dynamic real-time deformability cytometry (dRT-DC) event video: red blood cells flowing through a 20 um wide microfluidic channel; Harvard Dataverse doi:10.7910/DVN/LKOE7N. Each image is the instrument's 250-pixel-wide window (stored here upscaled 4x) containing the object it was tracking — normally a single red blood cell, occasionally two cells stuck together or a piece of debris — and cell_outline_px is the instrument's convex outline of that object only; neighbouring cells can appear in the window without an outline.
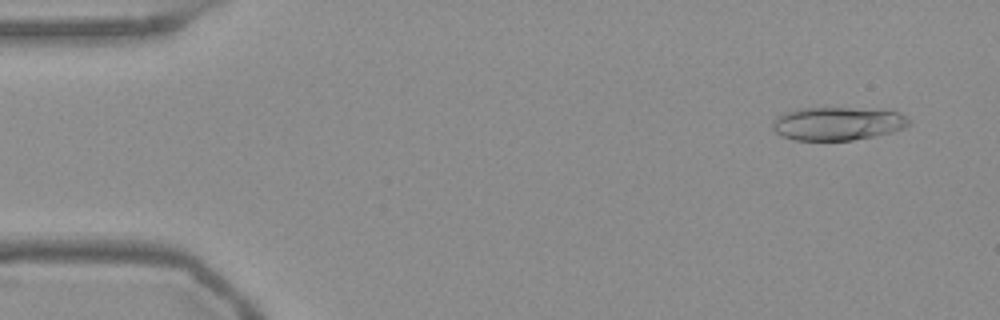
{"species": "Egyptian fruit bat (a non-hibernating species)", "species_latin": "Rousettus aegyptiacus", "temperature_condition": "warm", "stored_images_in_passage": 51, "camera_frame_rate_fps": 3000, "um_per_image_px": 0.085, "frame": {"image": 1, "passage_image": 4, "time_ms": 1.0, "image_size_px": [1000, 320], "cell_outline_px": [[912, 124], [904, 128], [892, 132], [876, 136], [852, 140], [792, 140], [780, 136], [772, 128], [772, 120], [776, 116], [784, 112], [796, 108], [852, 108], [896, 112], [912, 120]], "centroid_in_image_um": [71.15, 10.51], "position_along_channel_um": 13.9, "area_um2": 26.65}}
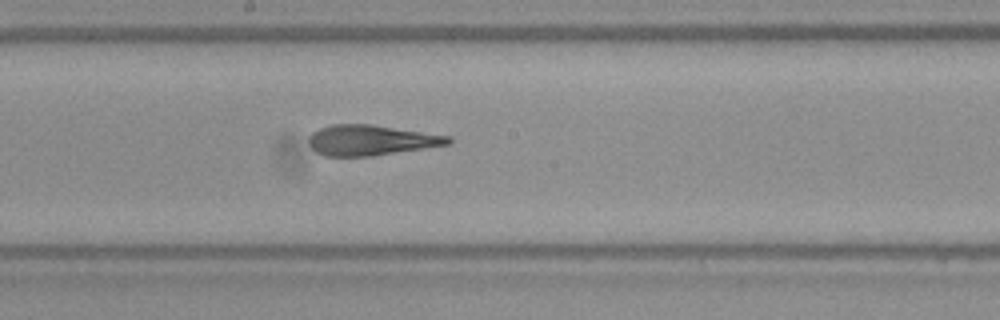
{"frame": {"image": 2, "passage_image": 29, "time_ms": 9.333, "image_size_px": [1000, 320], "cell_outline_px": [[452, 144], [372, 156], [324, 156], [316, 152], [308, 144], [308, 136], [312, 132], [320, 128], [332, 124], [372, 124], [452, 136]], "centroid_in_image_um": [31.54, 11.91], "position_along_channel_um": 216.7, "area_um2": 24.97}}
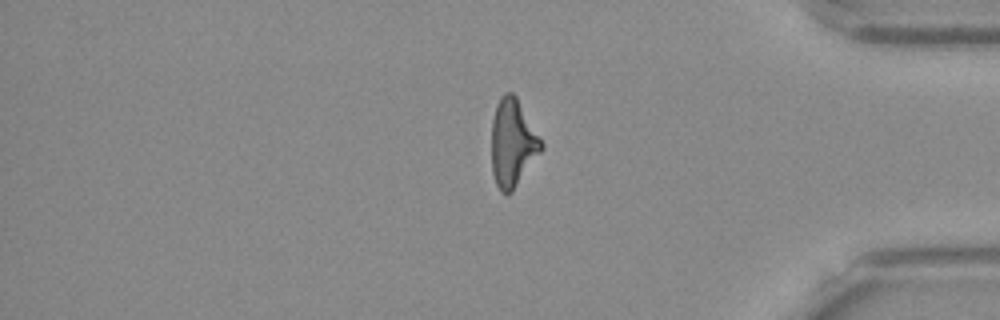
{"frame": {"image": 3, "passage_image": 45, "time_ms": 14.667, "image_size_px": [1000, 320], "cell_outline_px": [[544, 148], [512, 192], [508, 196], [500, 192], [496, 184], [492, 172], [492, 120], [496, 104], [500, 96], [504, 92], [512, 92], [516, 96], [544, 144]], "centroid_in_image_um": [43.57, 12.17], "position_along_channel_um": 391.6, "area_um2": 25.55}, "authors_computed_cell_mechanics": {"area_um2": 25.6054, "velocity_mm_per_s": 3.7611, "shape_relaxation_time_tau1_ms": 8.3227, "shape_relaxation_time_tau2_ms": 2.1607, "deformation_change_tau1": 0.2471, "deformation_change_tau2": 0.1313}}